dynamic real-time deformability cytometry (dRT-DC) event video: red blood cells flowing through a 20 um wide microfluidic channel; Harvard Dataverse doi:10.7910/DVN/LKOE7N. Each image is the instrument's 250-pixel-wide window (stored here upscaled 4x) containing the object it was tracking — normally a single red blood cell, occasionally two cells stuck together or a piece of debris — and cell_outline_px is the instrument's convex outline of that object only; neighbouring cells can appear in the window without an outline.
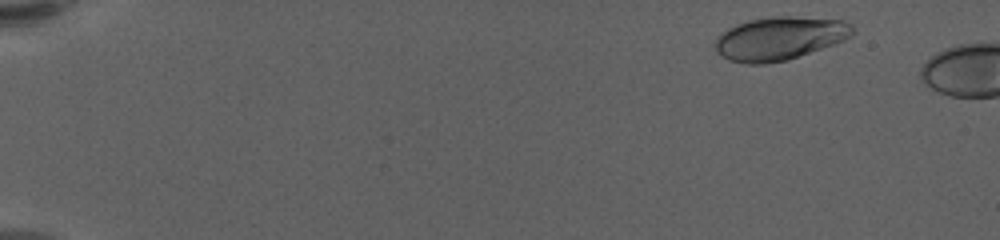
{"species": "human", "species_latin": "Homo sapiens", "temperature_condition": "warm", "stored_images_in_passage": 7, "camera_frame_rate_fps": 3000, "um_per_image_px": 0.085, "donor": {"sex": "female"}, "frame": {"image": 1, "passage_image": 3, "time_ms": 0.667, "image_size_px": [1000, 240], "cell_outline_px": [[852, 36], [844, 40], [788, 60], [764, 64], [748, 64], [728, 60], [716, 52], [716, 40], [728, 28], [736, 24], [748, 20], [772, 16], [792, 16], [840, 20], [852, 24]], "centroid_in_image_um": [66.25, 3.26], "position_along_channel_um": 18.7, "area_um2": 34.45}}